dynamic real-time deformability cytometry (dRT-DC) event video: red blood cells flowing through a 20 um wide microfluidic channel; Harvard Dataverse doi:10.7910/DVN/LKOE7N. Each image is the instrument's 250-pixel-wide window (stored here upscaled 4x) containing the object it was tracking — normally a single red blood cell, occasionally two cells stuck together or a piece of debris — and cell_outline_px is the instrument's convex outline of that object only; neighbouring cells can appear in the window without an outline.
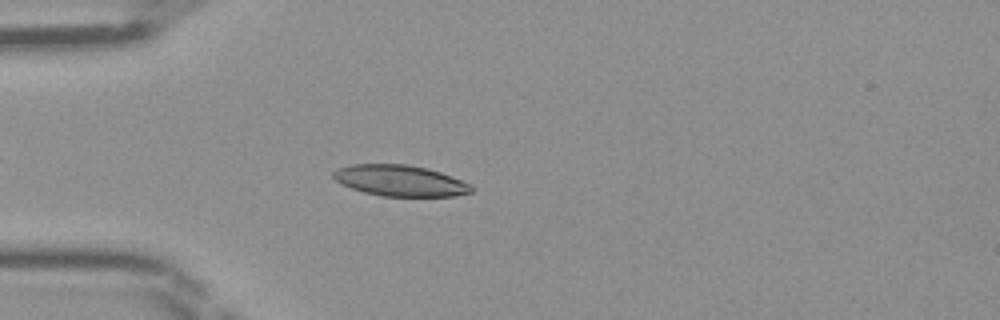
{"species": "Egyptian fruit bat (a non-hibernating species)", "species_latin": "Rousettus aegyptiacus", "temperature_condition": "room temperature", "stored_images_in_passage": 45, "camera_frame_rate_fps": 3000, "um_per_image_px": 0.085, "frame": {"image": 1, "passage_image": 12, "time_ms": 3.667, "image_size_px": [1000, 320], "cell_outline_px": [[476, 188], [472, 192], [452, 196], [380, 196], [364, 192], [352, 188], [336, 180], [332, 176], [332, 172], [336, 168], [352, 164], [404, 164], [424, 168], [440, 172], [452, 176], [472, 184]], "centroid_in_image_um": [34.03, 15.35], "position_along_channel_um": 51.0, "area_um2": 24.97}}
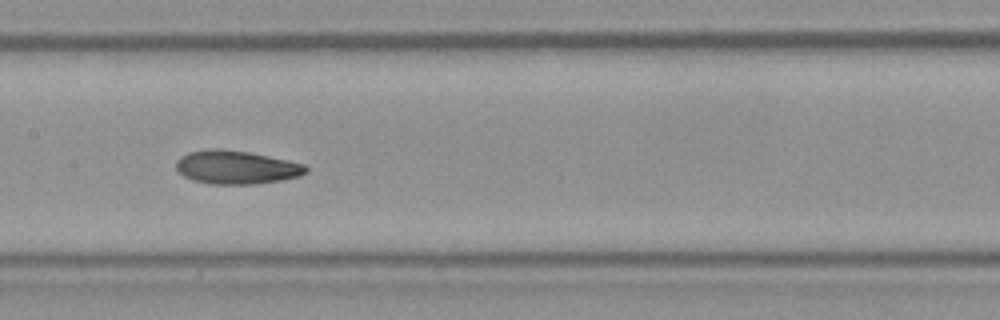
{"frame": {"image": 2, "passage_image": 22, "time_ms": 7.0, "image_size_px": [1000, 320], "cell_outline_px": [[308, 172], [300, 176], [280, 180], [256, 184], [212, 184], [192, 180], [184, 176], [176, 168], [176, 160], [180, 156], [188, 152], [208, 148], [220, 148], [248, 152], [288, 160], [304, 164], [308, 168]], "centroid_in_image_um": [20.07, 14.21], "position_along_channel_um": 187.3, "area_um2": 25.43}}
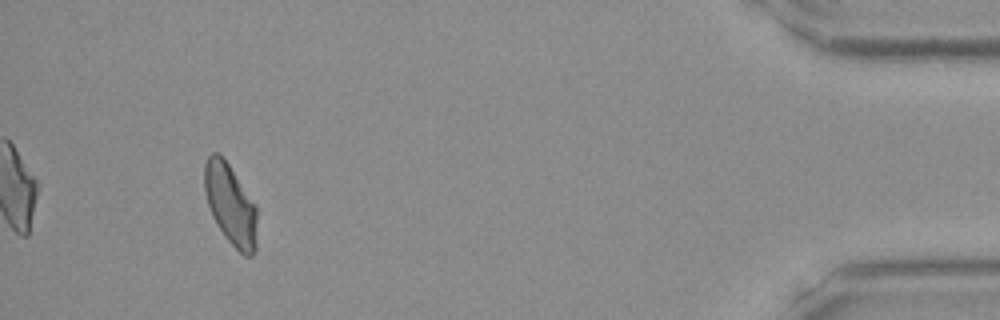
{"frame": {"image": 3, "passage_image": 42, "time_ms": 13.667, "image_size_px": [1000, 320], "cell_outline_px": [[256, 248], [252, 256], [244, 256], [224, 236], [212, 216], [204, 192], [204, 164], [208, 156], [212, 152], [216, 152], [228, 164], [256, 208]], "centroid_in_image_um": [19.56, 17.41], "position_along_channel_um": 415.6, "area_um2": 24.22}}